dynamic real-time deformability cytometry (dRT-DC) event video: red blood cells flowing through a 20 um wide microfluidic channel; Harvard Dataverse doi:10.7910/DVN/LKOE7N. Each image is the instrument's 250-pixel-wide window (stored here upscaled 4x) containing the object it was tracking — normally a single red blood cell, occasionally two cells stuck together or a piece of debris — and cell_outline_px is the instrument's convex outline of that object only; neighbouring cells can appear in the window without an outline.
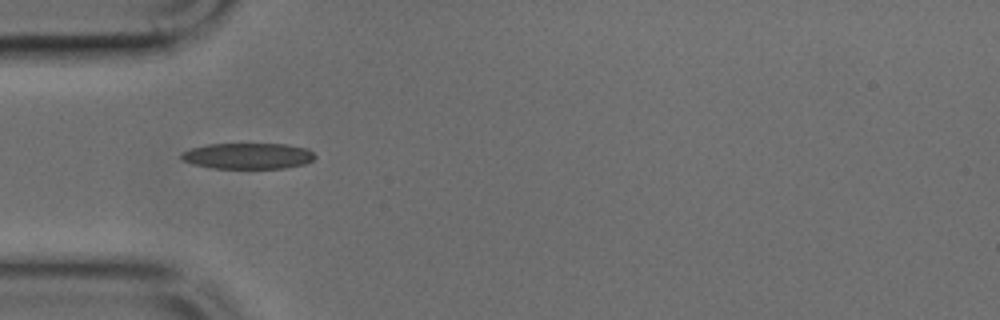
{"species": "common noctule bat (a hibernating species)", "species_latin": "Nyctalus noctula", "temperature_condition": "cold", "stored_images_in_passage": 35, "camera_frame_rate_fps": 3000, "um_per_image_px": 0.085, "animal": {"sex": "male", "body_mass_g": 17.9, "forearm_length_mm": 54.2}, "frame": {"image": 1, "passage_image": 1, "time_ms": 0.0, "image_size_px": [1000, 320], "cell_outline_px": [[316, 156], [312, 160], [304, 164], [288, 168], [212, 168], [192, 164], [184, 160], [180, 156], [184, 152], [192, 148], [208, 144], [284, 144], [308, 148]], "centroid_in_image_um": [21.11, 13.26], "position_along_channel_um": 63.9, "area_um2": 20.11}}
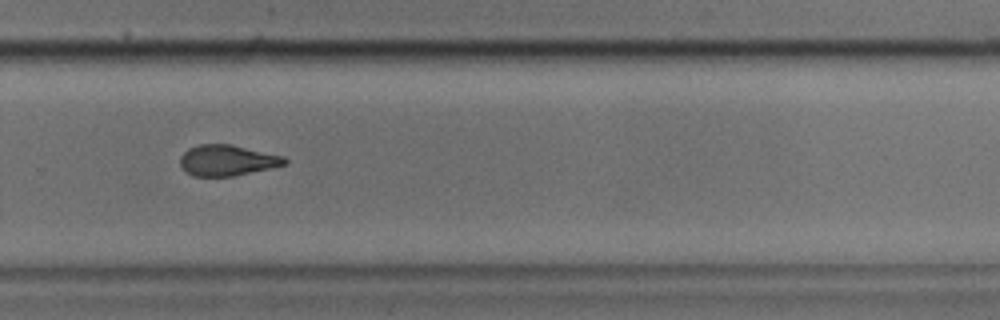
{"frame": {"image": 2, "passage_image": 19, "time_ms": 6.0, "image_size_px": [1000, 320], "cell_outline_px": [[288, 164], [232, 176], [192, 176], [180, 164], [180, 156], [188, 148], [200, 144], [232, 144], [284, 156], [288, 160]], "centroid_in_image_um": [19.33, 13.61], "position_along_channel_um": 310.5, "area_um2": 18.73}}
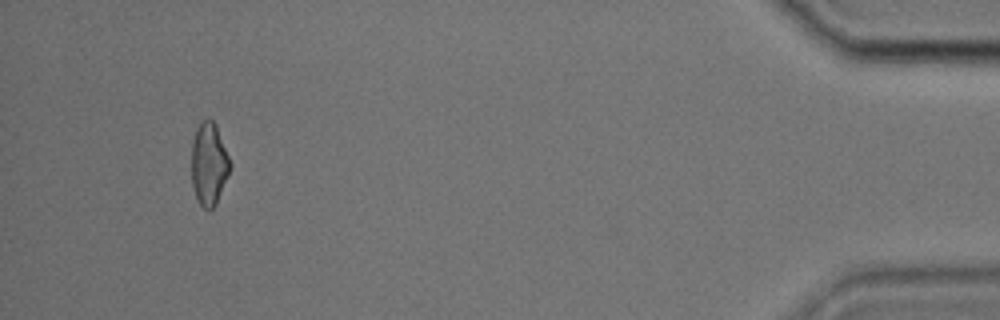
{"frame": {"image": 3, "passage_image": 32, "time_ms": 10.333, "image_size_px": [1000, 320], "cell_outline_px": [[232, 168], [216, 204], [208, 212], [196, 200], [192, 184], [192, 140], [196, 128], [200, 120], [212, 120], [216, 124], [232, 164]], "centroid_in_image_um": [17.77, 13.95], "position_along_channel_um": 417.4, "area_um2": 18.9}}